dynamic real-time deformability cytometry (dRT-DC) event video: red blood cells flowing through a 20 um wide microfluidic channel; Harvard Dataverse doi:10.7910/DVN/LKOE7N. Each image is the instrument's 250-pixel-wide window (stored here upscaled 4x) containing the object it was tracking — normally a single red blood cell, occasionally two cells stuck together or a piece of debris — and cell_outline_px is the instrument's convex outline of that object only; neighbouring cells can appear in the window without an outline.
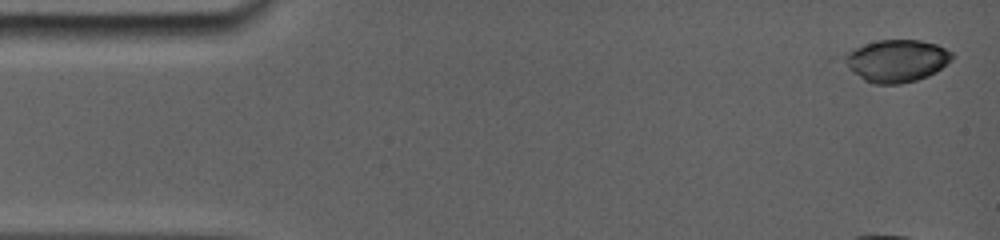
{"species": "common noctule bat (a hibernating species)", "species_latin": "Nyctalus noctula", "temperature_condition": "room temperature", "stored_images_in_passage": 5, "camera_frame_rate_fps": 5000, "um_per_image_px": 0.085, "animal": {"sex": "female", "body_mass_g": 19.0, "forearm_length_mm": 56.7}, "frame": {"image": 1, "passage_image": 1, "time_ms": 0.0, "image_size_px": [1000, 240], "cell_outline_px": [[952, 60], [936, 72], [928, 76], [916, 80], [900, 84], [872, 84], [864, 80], [848, 68], [840, 60], [840, 56], [852, 48], [876, 40], [920, 40], [936, 44], [952, 52]], "centroid_in_image_um": [76.15, 5.16], "position_along_channel_um": 8.9, "area_um2": 26.88}}